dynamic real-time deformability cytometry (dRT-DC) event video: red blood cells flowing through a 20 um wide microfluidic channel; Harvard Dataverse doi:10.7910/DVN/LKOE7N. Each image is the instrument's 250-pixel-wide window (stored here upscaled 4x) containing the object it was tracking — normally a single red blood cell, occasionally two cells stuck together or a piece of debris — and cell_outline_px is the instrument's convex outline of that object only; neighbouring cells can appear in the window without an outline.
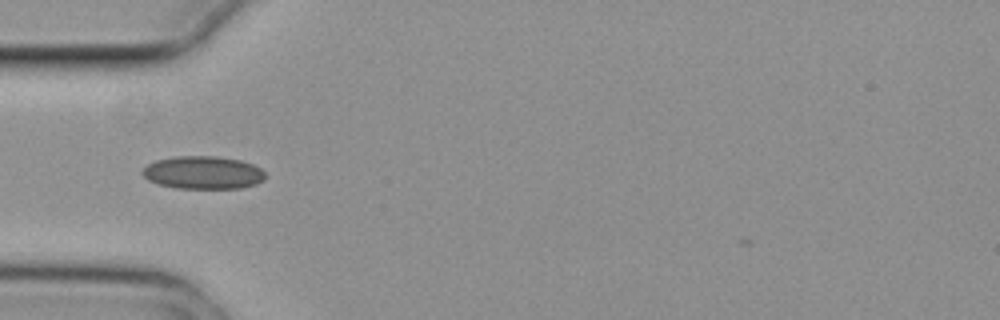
{"species": "common noctule bat (a hibernating species)", "species_latin": "Nyctalus noctula", "temperature_condition": "cold", "stored_images_in_passage": 2, "camera_frame_rate_fps": 3000, "um_per_image_px": 0.085, "animal": {"sex": "female", "body_mass_g": 29.2, "forearm_length_mm": 56.3}, "frame": {"image": 1, "passage_image": 1, "time_ms": 0.0, "image_size_px": [1000, 320], "cell_outline_px": [[264, 180], [256, 184], [240, 188], [176, 188], [160, 184], [148, 180], [140, 172], [148, 164], [156, 160], [176, 156], [216, 156], [240, 160], [252, 164], [260, 168], [264, 172]], "centroid_in_image_um": [17.25, 14.67], "position_along_channel_um": 67.7, "area_um2": 23.47}}
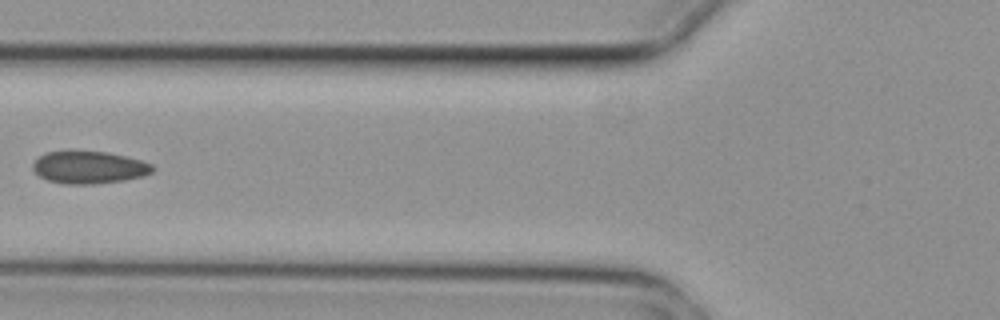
{"frame": {"image": 2, "passage_image": 2, "time_ms": 0.333, "image_size_px": [1000, 320], "cell_outline_px": [[156, 168], [152, 172], [144, 176], [124, 180], [92, 184], [64, 184], [48, 180], [40, 176], [32, 168], [32, 164], [44, 152], [72, 148], [108, 152], [140, 160], [152, 164]], "centroid_in_image_um": [7.54, 14.18], "position_along_channel_um": 118.3, "area_um2": 23.29}}